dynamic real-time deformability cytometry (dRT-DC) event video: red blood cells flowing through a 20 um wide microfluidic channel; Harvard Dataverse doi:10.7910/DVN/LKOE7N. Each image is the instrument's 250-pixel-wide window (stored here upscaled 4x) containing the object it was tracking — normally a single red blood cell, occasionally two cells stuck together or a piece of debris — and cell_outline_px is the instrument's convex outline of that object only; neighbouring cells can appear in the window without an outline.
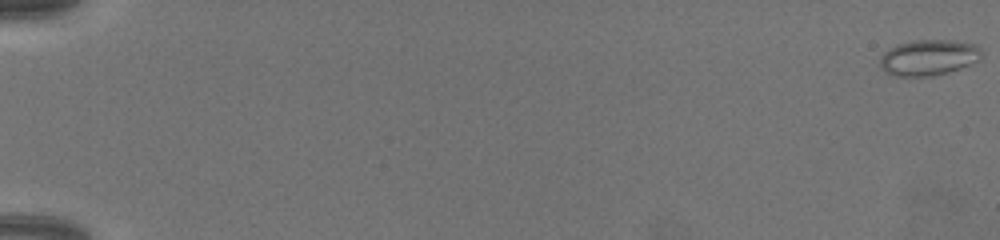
{"species": "common noctule bat (a hibernating species)", "species_latin": "Nyctalus noctula", "temperature_condition": "warm", "stored_images_in_passage": 69, "camera_frame_rate_fps": 3000, "um_per_image_px": 0.085, "animal": {"sex": "female", "body_mass_g": 19.5, "forearm_length_mm": 54.1}, "frame": {"image": 1, "passage_image": 1, "time_ms": 0.0, "image_size_px": [1000, 240], "cell_outline_px": [[980, 60], [960, 68], [948, 72], [932, 76], [896, 76], [884, 72], [880, 64], [880, 56], [884, 52], [896, 44], [916, 40], [952, 40], [976, 44], [980, 48]], "centroid_in_image_um": [78.91, 4.89], "position_along_channel_um": 6.1, "area_um2": 21.21}}
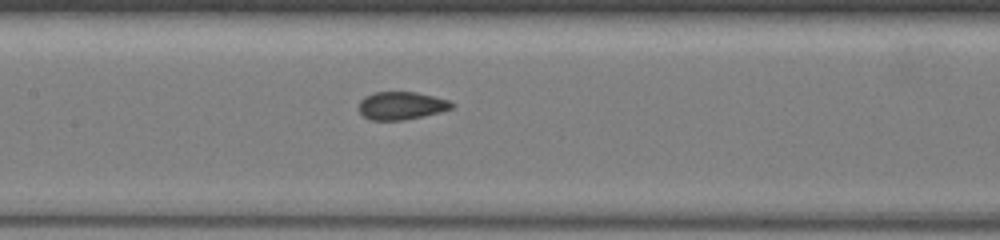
{"frame": {"image": 2, "passage_image": 37, "time_ms": 12.0, "image_size_px": [1000, 240], "cell_outline_px": [[456, 104], [452, 108], [440, 112], [424, 116], [404, 120], [372, 120], [364, 116], [360, 112], [360, 100], [364, 96], [376, 92], [416, 92], [448, 100]], "centroid_in_image_um": [34.13, 8.98], "position_along_channel_um": 173.3, "area_um2": 15.03}}
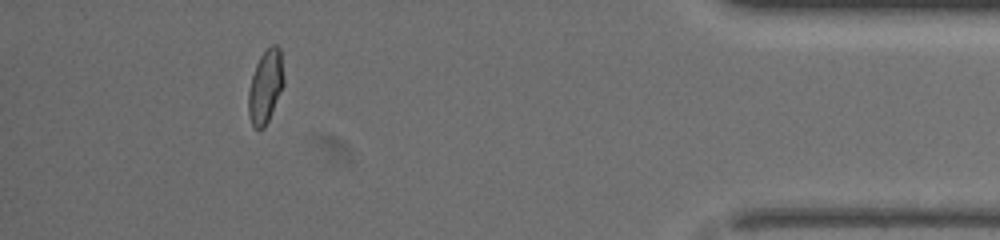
{"frame": {"image": 3, "passage_image": 64, "time_ms": 21.0, "image_size_px": [1000, 240], "cell_outline_px": [[284, 84], [268, 120], [264, 128], [252, 128], [248, 116], [248, 92], [252, 76], [256, 64], [260, 56], [272, 44], [276, 44], [280, 48], [284, 80]], "centroid_in_image_um": [22.55, 7.36], "position_along_channel_um": 412.6, "area_um2": 15.03}}